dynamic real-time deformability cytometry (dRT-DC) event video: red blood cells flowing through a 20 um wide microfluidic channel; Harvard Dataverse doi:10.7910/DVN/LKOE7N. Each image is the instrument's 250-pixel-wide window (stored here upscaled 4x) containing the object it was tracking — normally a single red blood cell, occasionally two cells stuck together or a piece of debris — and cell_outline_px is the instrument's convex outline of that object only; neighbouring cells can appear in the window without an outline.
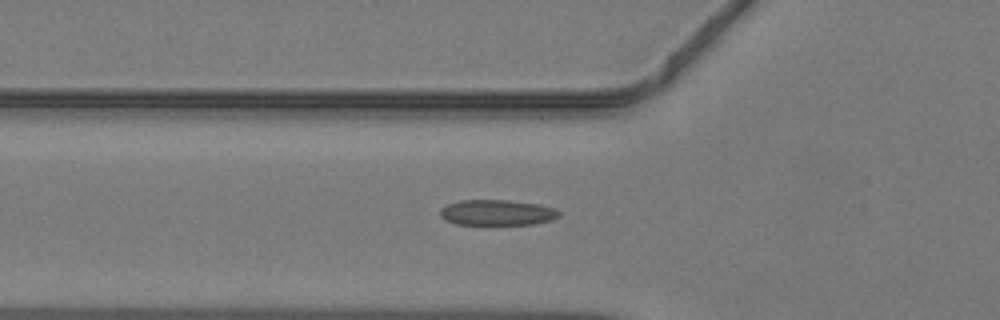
{"species": "common noctule bat (a hibernating species)", "species_latin": "Nyctalus noctula", "temperature_condition": "warm", "stored_images_in_passage": 39, "camera_frame_rate_fps": 3000, "um_per_image_px": 0.085, "animal": {"sex": "male", "body_mass_g": 19.2, "forearm_length_mm": 51.8}, "frame": {"image": 1, "passage_image": 13, "time_ms": 4.0, "image_size_px": [1000, 320], "cell_outline_px": [[560, 216], [552, 220], [532, 224], [456, 224], [444, 220], [440, 216], [440, 208], [448, 204], [460, 200], [508, 200], [540, 204], [552, 208], [560, 212]], "centroid_in_image_um": [42.23, 18.06], "position_along_channel_um": 83.6, "area_um2": 17.74}}
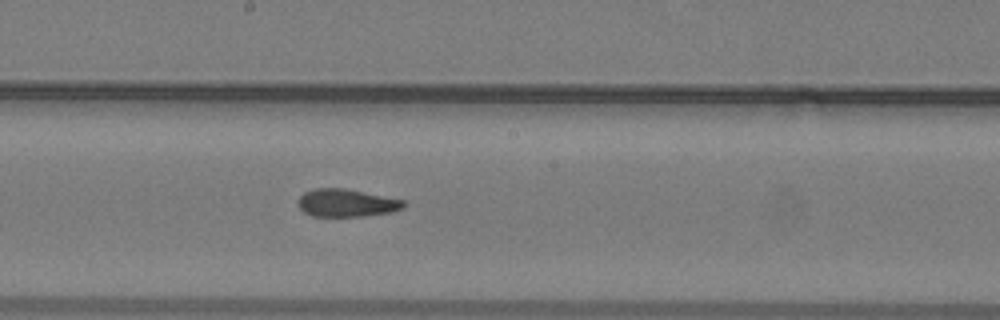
{"frame": {"image": 2, "passage_image": 22, "time_ms": 7.0, "image_size_px": [1000, 320], "cell_outline_px": [[408, 204], [404, 208], [392, 212], [364, 216], [312, 216], [304, 212], [300, 208], [300, 196], [304, 192], [312, 188], [344, 188], [404, 200]], "centroid_in_image_um": [29.49, 17.25], "position_along_channel_um": 218.7, "area_um2": 17.05}}
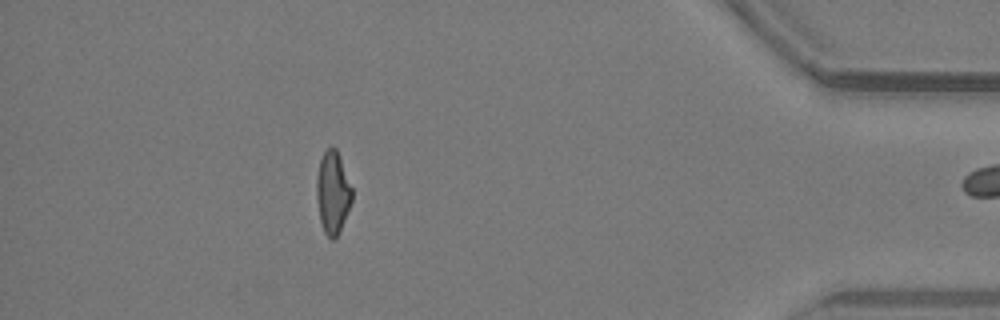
{"frame": {"image": 3, "passage_image": 38, "time_ms": 12.333, "image_size_px": [1000, 320], "cell_outline_px": [[352, 200], [344, 220], [336, 236], [332, 240], [324, 232], [320, 220], [316, 196], [316, 176], [320, 160], [324, 152], [328, 148], [336, 148], [340, 156], [352, 188]], "centroid_in_image_um": [28.27, 16.34], "position_along_channel_um": 406.9, "area_um2": 16.82}}